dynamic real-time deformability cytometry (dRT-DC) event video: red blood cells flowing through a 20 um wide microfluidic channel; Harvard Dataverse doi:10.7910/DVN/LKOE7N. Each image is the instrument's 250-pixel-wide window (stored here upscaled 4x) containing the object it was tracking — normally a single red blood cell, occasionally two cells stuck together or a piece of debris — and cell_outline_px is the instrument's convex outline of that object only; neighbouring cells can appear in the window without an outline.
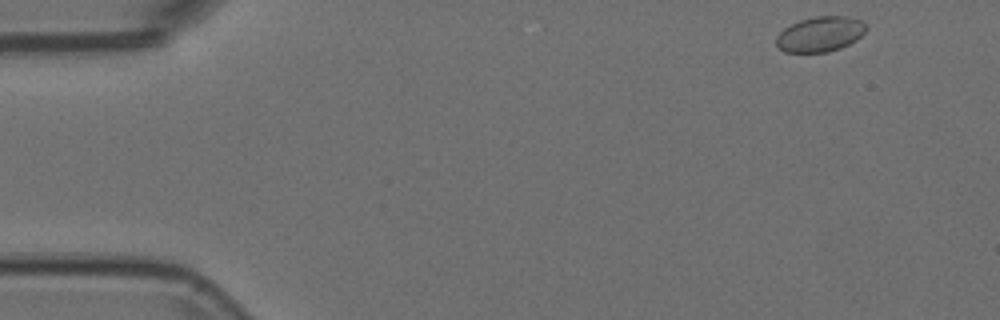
{"species": "Egyptian fruit bat (a non-hibernating species)", "species_latin": "Rousettus aegyptiacus", "temperature_condition": "room temperature", "stored_images_in_passage": 52, "camera_frame_rate_fps": 3000, "um_per_image_px": 0.085, "animal": {"sex": "female"}, "frame": {"image": 1, "passage_image": 1, "time_ms": 0.0, "image_size_px": [1000, 320], "cell_outline_px": [[868, 28], [856, 40], [840, 48], [828, 52], [784, 52], [776, 48], [776, 36], [784, 28], [800, 20], [812, 16], [848, 16], [860, 20]], "centroid_in_image_um": [69.68, 2.9], "position_along_channel_um": 15.3, "area_um2": 18.5}}
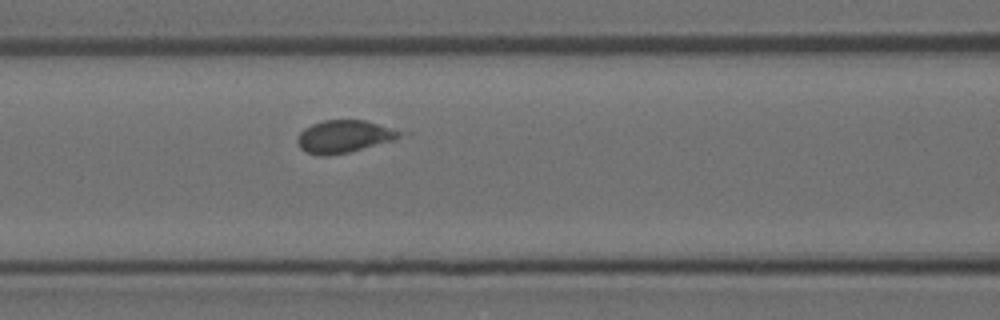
{"frame": {"image": 2, "passage_image": 20, "time_ms": 6.333, "image_size_px": [1000, 320], "cell_outline_px": [[412, 132], [396, 140], [348, 152], [324, 156], [320, 156], [308, 152], [300, 148], [296, 140], [296, 136], [304, 128], [312, 124], [324, 120], [364, 120]], "centroid_in_image_um": [29.35, 11.59], "position_along_channel_um": 137.3, "area_um2": 19.88}}
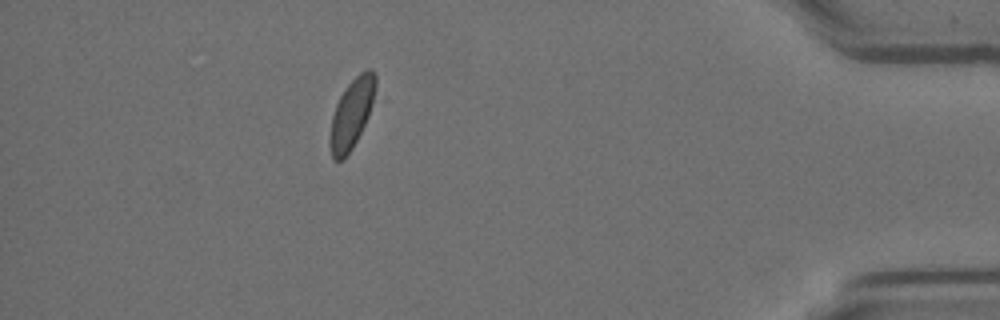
{"frame": {"image": 3, "passage_image": 46, "time_ms": 15.0, "image_size_px": [1000, 320], "cell_outline_px": [[376, 84], [368, 116], [352, 148], [344, 160], [332, 160], [328, 140], [332, 116], [336, 104], [340, 96], [348, 84], [360, 72], [368, 68], [372, 68], [376, 76]], "centroid_in_image_um": [29.85, 9.67], "position_along_channel_um": 405.3, "area_um2": 18.32}}